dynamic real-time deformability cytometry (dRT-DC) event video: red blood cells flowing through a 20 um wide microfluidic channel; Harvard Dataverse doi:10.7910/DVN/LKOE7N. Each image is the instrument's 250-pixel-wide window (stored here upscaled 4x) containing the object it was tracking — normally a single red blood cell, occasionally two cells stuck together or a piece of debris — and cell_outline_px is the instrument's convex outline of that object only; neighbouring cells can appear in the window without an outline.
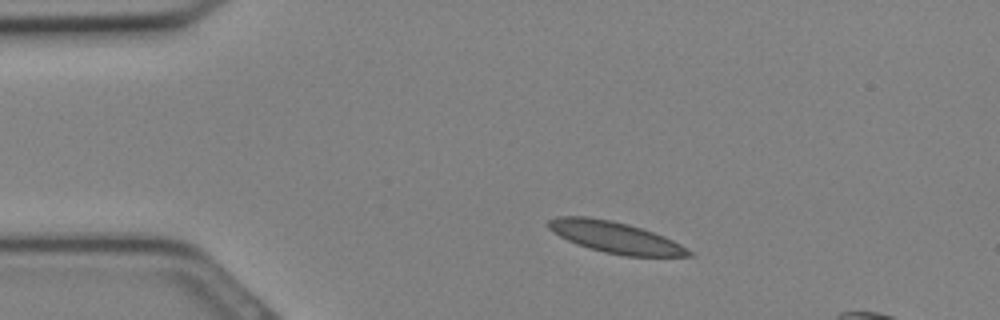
{"species": "Egyptian fruit bat (a non-hibernating species)", "species_latin": "Rousettus aegyptiacus", "temperature_condition": "cold", "stored_images_in_passage": 19, "camera_frame_rate_fps": 3000, "um_per_image_px": 0.085, "animal": {"sex": "female"}, "frame": {"image": 1, "passage_image": 4, "time_ms": 1.0, "image_size_px": [1000, 320], "cell_outline_px": [[696, 256], [624, 256], [604, 252], [576, 244], [552, 232], [548, 228], [548, 220], [556, 216], [588, 216], [612, 220], [628, 224], [664, 236], [680, 244], [692, 252]], "centroid_in_image_um": [52.27, 20.16], "position_along_channel_um": 32.7, "area_um2": 25.55}}
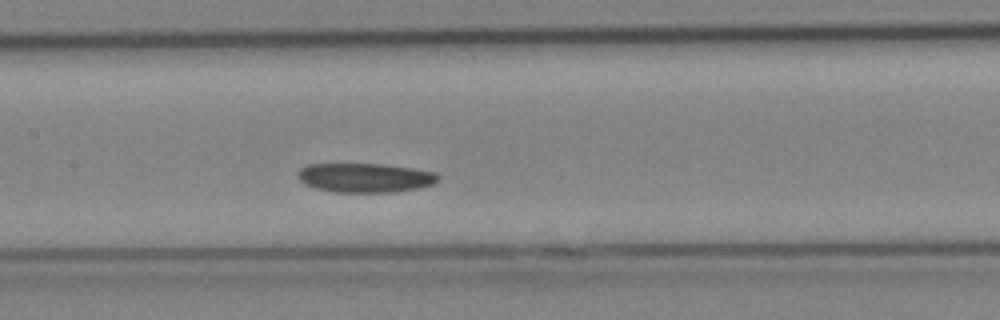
{"frame": {"image": 2, "passage_image": 13, "time_ms": 4.0, "image_size_px": [1000, 320], "cell_outline_px": [[440, 176], [432, 184], [416, 188], [392, 192], [332, 192], [316, 188], [304, 184], [296, 176], [300, 168], [308, 164], [384, 164], [412, 168], [436, 172]], "centroid_in_image_um": [30.99, 15.1], "position_along_channel_um": 176.4, "area_um2": 23.87}}
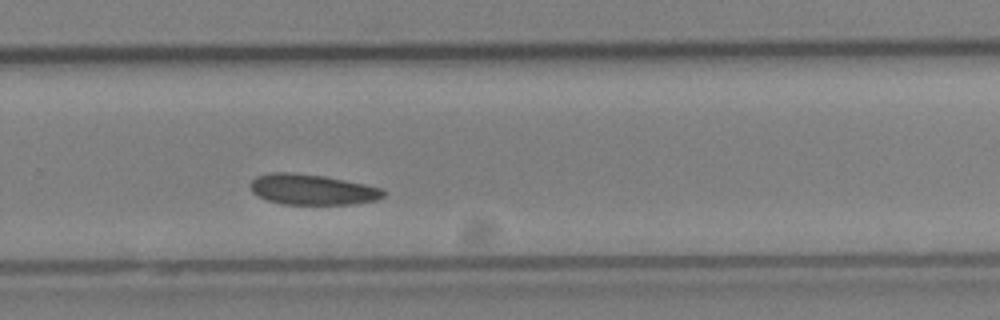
{"frame": {"image": 3, "passage_image": 19, "time_ms": 6.0, "image_size_px": [1000, 320], "cell_outline_px": [[384, 196], [376, 200], [352, 204], [284, 204], [268, 200], [256, 196], [252, 192], [248, 184], [256, 176], [268, 172], [292, 172], [324, 176], [364, 184], [380, 188], [384, 192]], "centroid_in_image_um": [26.46, 16.1], "position_along_channel_um": 303.3, "area_um2": 23.7}}